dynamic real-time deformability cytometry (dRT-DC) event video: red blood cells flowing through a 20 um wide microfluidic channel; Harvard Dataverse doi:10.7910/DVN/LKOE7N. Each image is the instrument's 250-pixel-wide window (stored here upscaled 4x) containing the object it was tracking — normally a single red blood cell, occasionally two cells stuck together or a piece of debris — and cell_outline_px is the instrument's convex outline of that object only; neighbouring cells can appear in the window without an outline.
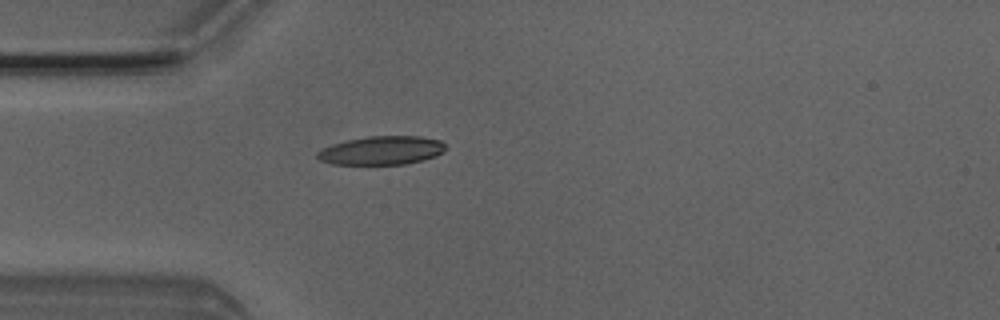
{"species": "Egyptian fruit bat (a non-hibernating species)", "species_latin": "Rousettus aegyptiacus", "temperature_condition": "room temperature", "stored_images_in_passage": 4, "camera_frame_rate_fps": 3000, "um_per_image_px": 0.085, "animal": {"sex": "male"}, "frame": {"image": 1, "passage_image": 4, "time_ms": 1.0, "image_size_px": [1000, 320], "cell_outline_px": [[444, 152], [436, 156], [424, 160], [408, 164], [332, 164], [320, 160], [316, 156], [316, 152], [332, 144], [348, 140], [368, 136], [420, 136], [440, 140], [444, 144]], "centroid_in_image_um": [32.45, 12.79], "position_along_channel_um": 52.5, "area_um2": 21.39}}